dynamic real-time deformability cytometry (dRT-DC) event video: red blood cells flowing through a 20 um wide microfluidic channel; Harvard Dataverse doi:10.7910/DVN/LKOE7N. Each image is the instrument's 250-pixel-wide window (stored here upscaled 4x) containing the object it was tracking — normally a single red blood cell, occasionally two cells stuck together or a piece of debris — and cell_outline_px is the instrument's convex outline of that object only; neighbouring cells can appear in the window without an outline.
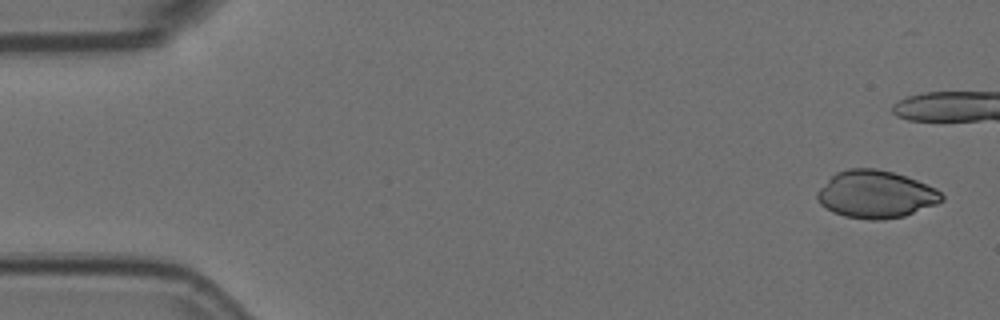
{"species": "Egyptian fruit bat (a non-hibernating species)", "species_latin": "Rousettus aegyptiacus", "temperature_condition": "room temperature", "stored_images_in_passage": 5, "camera_frame_rate_fps": 3000, "um_per_image_px": 0.085, "animal": {"sex": "female"}, "frame": {"image": 1, "passage_image": 1, "time_ms": 0.0, "image_size_px": [1000, 320], "cell_outline_px": [[944, 200], [936, 204], [904, 216], [884, 220], [872, 220], [844, 216], [832, 212], [820, 204], [816, 196], [816, 192], [836, 172], [848, 168], [876, 168], [892, 172], [916, 180], [936, 188], [944, 196]], "centroid_in_image_um": [74.43, 16.52], "position_along_channel_um": 10.6, "area_um2": 34.39}}